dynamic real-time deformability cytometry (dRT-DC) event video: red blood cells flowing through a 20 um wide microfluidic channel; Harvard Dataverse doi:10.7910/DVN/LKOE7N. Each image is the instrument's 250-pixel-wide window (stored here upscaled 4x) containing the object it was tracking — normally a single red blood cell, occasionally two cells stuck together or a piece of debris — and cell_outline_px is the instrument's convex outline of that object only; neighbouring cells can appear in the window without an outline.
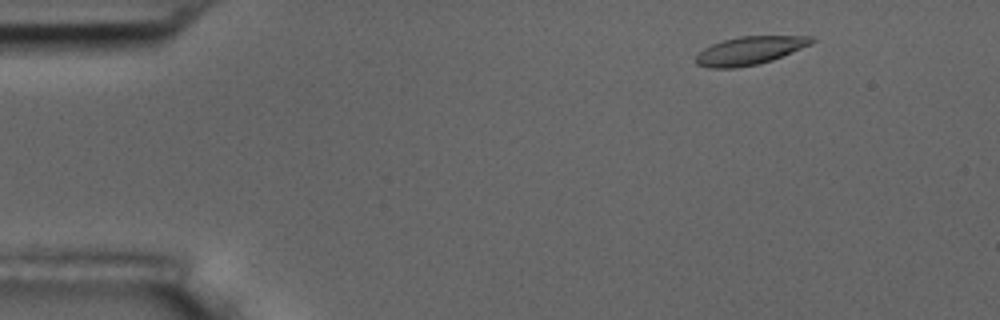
{"species": "common noctule bat (a hibernating species)", "species_latin": "Nyctalus noctula", "temperature_condition": "room temperature", "stored_images_in_passage": 54, "camera_frame_rate_fps": 3000, "um_per_image_px": 0.085, "animal": {"sex": "male", "body_mass_g": 17.5, "forearm_length_mm": 52.3}, "frame": {"image": 1, "passage_image": 5, "time_ms": 1.333, "image_size_px": [1000, 320], "cell_outline_px": [[816, 40], [812, 44], [772, 60], [756, 64], [736, 68], [708, 68], [696, 64], [696, 56], [704, 48], [712, 44], [724, 40], [740, 36], [812, 36]], "centroid_in_image_um": [63.73, 4.3], "position_along_channel_um": 21.3, "area_um2": 18.9}}
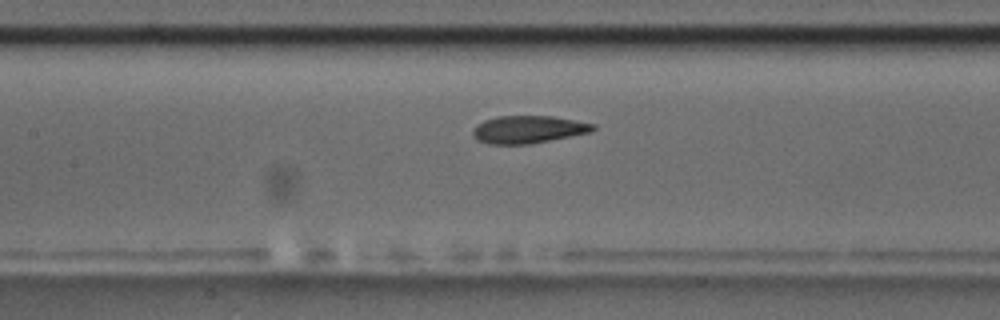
{"frame": {"image": 2, "passage_image": 24, "time_ms": 7.667, "image_size_px": [1000, 320], "cell_outline_px": [[596, 128], [592, 132], [532, 144], [488, 144], [476, 140], [472, 136], [472, 132], [476, 124], [484, 120], [500, 116], [552, 116], [596, 124]], "centroid_in_image_um": [44.9, 11.01], "position_along_channel_um": 162.5, "area_um2": 19.54}}
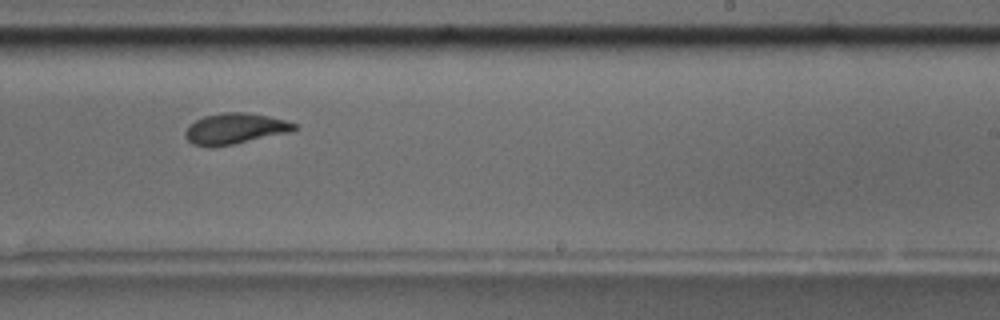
{"frame": {"image": 3, "passage_image": 33, "time_ms": 10.667, "image_size_px": [1000, 320], "cell_outline_px": [[296, 128], [292, 132], [212, 148], [192, 144], [184, 136], [184, 132], [188, 124], [204, 116], [220, 112], [248, 112], [268, 116], [284, 120], [296, 124]], "centroid_in_image_um": [19.93, 10.93], "position_along_channel_um": 269.1, "area_um2": 19.77}, "authors_computed_cell_mechanics": {"area_um2": 19.6231, "velocity_mm_per_s": 3.5682, "shape_relaxation_time_tau1_ms": 4.181, "shape_relaxation_time_tau2_ms": 1.5673, "deformation_change_tau1": 0.1641, "deformation_change_tau2": 0.0772}}